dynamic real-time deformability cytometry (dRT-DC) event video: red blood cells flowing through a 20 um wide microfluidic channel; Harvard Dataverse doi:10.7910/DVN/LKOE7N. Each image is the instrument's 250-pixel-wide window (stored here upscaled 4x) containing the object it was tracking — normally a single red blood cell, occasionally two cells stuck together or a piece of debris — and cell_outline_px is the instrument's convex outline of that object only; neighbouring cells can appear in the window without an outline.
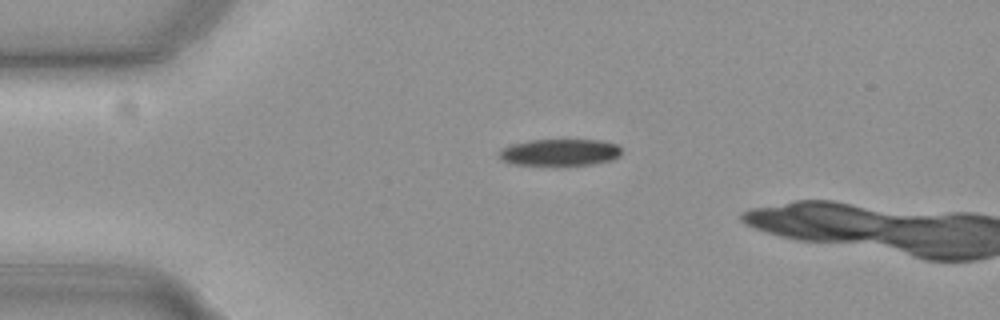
{"species": "common noctule bat (a hibernating species)", "species_latin": "Nyctalus noctula", "temperature_condition": "cold", "stored_images_in_passage": 38, "camera_frame_rate_fps": 3000, "um_per_image_px": 0.085, "animal": {"sex": "female", "body_mass_g": 19.3, "forearm_length_mm": 54.1}, "frame": {"image": 1, "passage_image": 1, "time_ms": 0.0, "image_size_px": [1000, 320], "cell_outline_px": [[620, 156], [612, 160], [592, 164], [560, 168], [512, 164], [500, 160], [496, 156], [504, 148], [512, 144], [528, 140], [600, 140], [616, 144], [620, 148]], "centroid_in_image_um": [47.54, 13.0], "position_along_channel_um": 37.5, "area_um2": 20.0}}
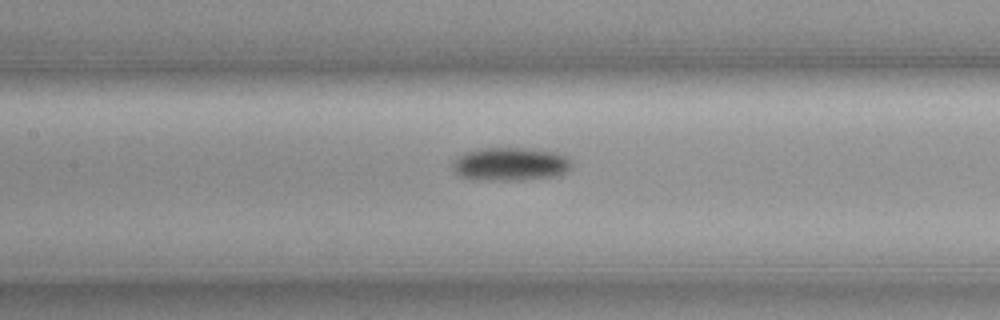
{"frame": {"image": 2, "passage_image": 14, "time_ms": 4.333, "image_size_px": [1000, 320], "cell_outline_px": [[568, 168], [564, 172], [556, 176], [524, 180], [480, 180], [460, 176], [456, 172], [452, 164], [464, 152], [484, 148], [524, 148], [556, 152], [564, 156], [568, 160]], "centroid_in_image_um": [43.34, 13.95], "position_along_channel_um": 164.1, "area_um2": 22.66}}
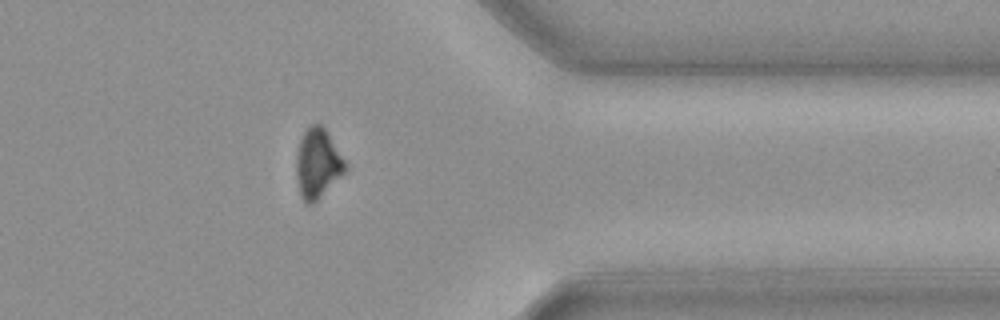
{"frame": {"image": 3, "passage_image": 33, "time_ms": 10.667, "image_size_px": [1000, 320], "cell_outline_px": [[348, 168], [312, 204], [308, 204], [300, 196], [296, 172], [296, 156], [300, 140], [304, 132], [312, 124], [320, 124], [324, 128], [348, 164]], "centroid_in_image_um": [27.0, 13.88], "position_along_channel_um": 384.4, "area_um2": 19.42}}